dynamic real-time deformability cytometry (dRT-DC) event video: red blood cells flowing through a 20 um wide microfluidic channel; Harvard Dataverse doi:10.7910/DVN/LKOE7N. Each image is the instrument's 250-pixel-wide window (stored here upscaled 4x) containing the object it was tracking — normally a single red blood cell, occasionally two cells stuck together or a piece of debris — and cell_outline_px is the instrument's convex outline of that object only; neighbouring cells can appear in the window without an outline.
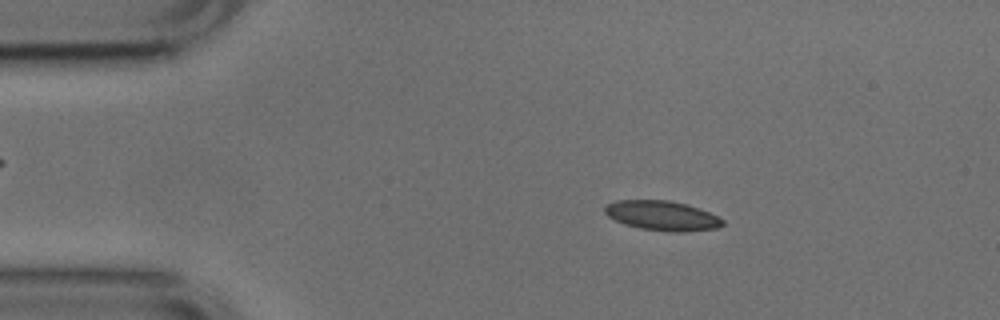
{"species": "common noctule bat (a hibernating species)", "species_latin": "Nyctalus noctula", "temperature_condition": "cold", "stored_images_in_passage": 52, "camera_frame_rate_fps": 3000, "um_per_image_px": 0.085, "animal": {"sex": "male", "body_mass_g": 17.9, "forearm_length_mm": 54.2}, "frame": {"image": 1, "passage_image": 8, "time_ms": 2.333, "image_size_px": [1000, 320], "cell_outline_px": [[724, 224], [716, 228], [684, 232], [668, 232], [640, 228], [624, 224], [608, 216], [604, 212], [604, 208], [608, 204], [616, 200], [668, 200], [684, 204], [708, 212], [724, 220]], "centroid_in_image_um": [56.26, 18.34], "position_along_channel_um": 28.7, "area_um2": 20.17}}
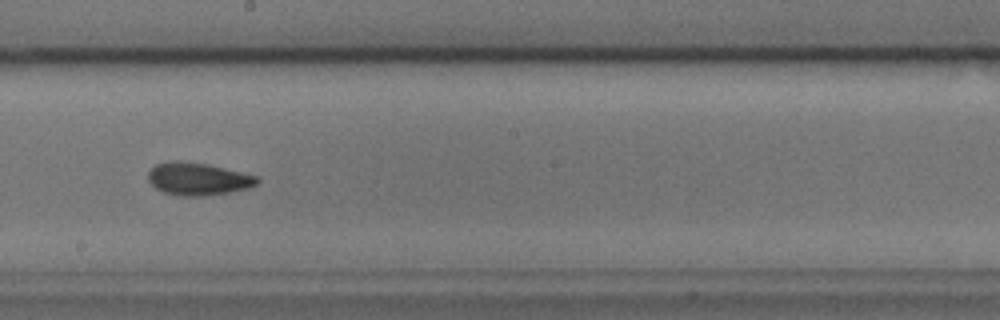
{"frame": {"image": 2, "passage_image": 28, "time_ms": 9.0, "image_size_px": [1000, 320], "cell_outline_px": [[260, 180], [256, 184], [248, 188], [228, 192], [204, 196], [184, 196], [164, 192], [156, 188], [148, 180], [148, 172], [156, 164], [168, 160], [180, 160], [208, 164], [256, 176]], "centroid_in_image_um": [16.79, 15.19], "position_along_channel_um": 231.4, "area_um2": 20.58}}
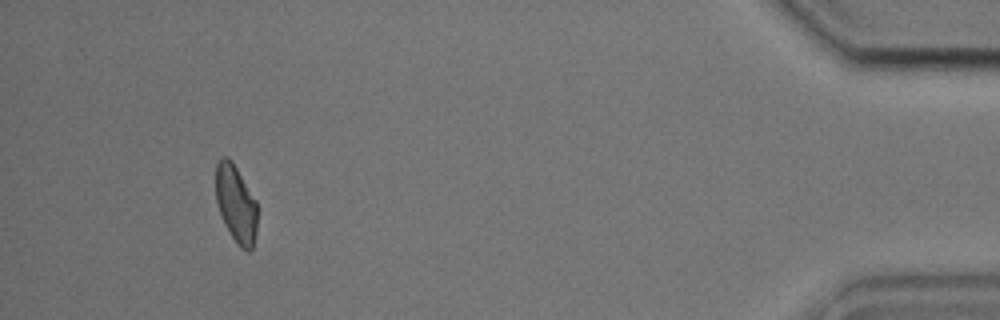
{"frame": {"image": 3, "passage_image": 48, "time_ms": 15.667, "image_size_px": [1000, 320], "cell_outline_px": [[256, 232], [252, 248], [248, 252], [240, 248], [224, 224], [216, 200], [216, 164], [220, 156], [228, 156], [232, 160], [256, 200]], "centroid_in_image_um": [20.04, 17.29], "position_along_channel_um": 415.2, "area_um2": 18.73}, "authors_computed_cell_mechanics": {"area_um2": 19.5364, "velocity_mm_per_s": 3.7817, "shape_relaxation_time_tau1_ms": 5.143, "shape_relaxation_time_tau2_ms": 2.5003, "deformation_change_tau1": 0.1148, "deformation_change_tau2": 0.0743}}